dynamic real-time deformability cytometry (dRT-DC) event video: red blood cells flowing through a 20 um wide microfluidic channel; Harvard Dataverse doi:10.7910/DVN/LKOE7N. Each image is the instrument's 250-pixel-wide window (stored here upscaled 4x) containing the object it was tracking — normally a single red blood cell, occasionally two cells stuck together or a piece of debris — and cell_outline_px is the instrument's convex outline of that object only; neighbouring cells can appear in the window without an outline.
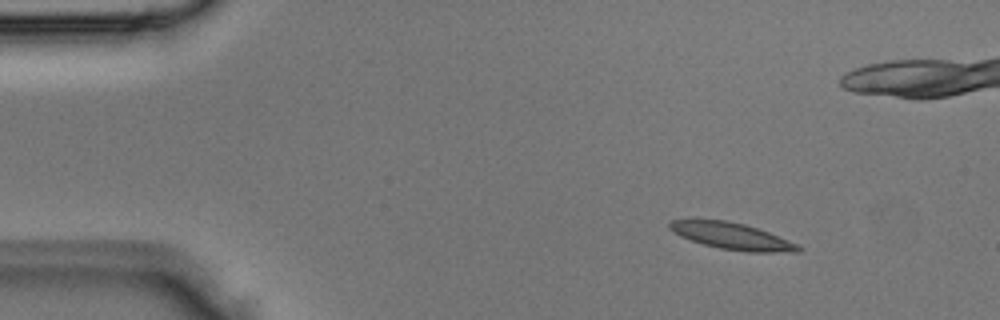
{"species": "Egyptian fruit bat (a non-hibernating species)", "species_latin": "Rousettus aegyptiacus", "temperature_condition": "room temperature", "stored_images_in_passage": 3, "camera_frame_rate_fps": 3000, "um_per_image_px": 0.085, "animal": {"sex": "male"}, "frame": {"image": 1, "passage_image": 1, "time_ms": 0.0, "image_size_px": [1000, 320], "cell_outline_px": [[804, 248], [800, 252], [748, 252], [720, 248], [704, 244], [680, 236], [672, 232], [668, 228], [668, 224], [672, 220], [724, 220], [744, 224], [768, 232], [800, 244]], "centroid_in_image_um": [62.27, 20.08], "position_along_channel_um": 22.7, "area_um2": 19.88}}